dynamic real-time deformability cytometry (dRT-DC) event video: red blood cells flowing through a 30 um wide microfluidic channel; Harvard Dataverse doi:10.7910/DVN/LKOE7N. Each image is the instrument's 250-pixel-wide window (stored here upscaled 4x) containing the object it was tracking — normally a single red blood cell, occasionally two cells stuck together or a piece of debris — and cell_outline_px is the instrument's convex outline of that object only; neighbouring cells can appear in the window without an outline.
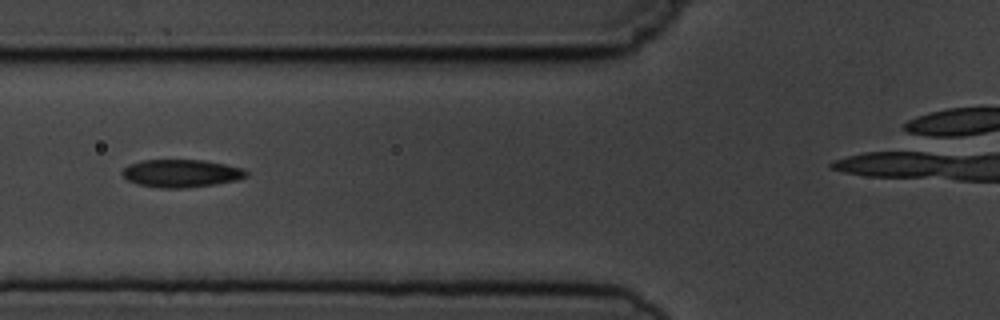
{"species": "common noctule bat (a hibernating species)", "species_latin": "Nyctalus noctula", "temperature_condition": "cold", "stored_images_in_passage": 6, "segment_of_instrument_passage": [1, 2], "camera_frame_rate_fps": 3000, "um_per_image_px": 0.085, "animal": {"sex": "male", "body_mass_g": 19.5, "forearm_length_mm": 54.6}, "frame": {"image": 1, "passage_image": 3, "time_ms": 2.333, "image_size_px": [1000, 320], "cell_outline_px": [[248, 176], [236, 180], [212, 184], [184, 188], [160, 188], [136, 184], [128, 180], [120, 172], [128, 164], [144, 160], [204, 160], [244, 168], [248, 172]], "centroid_in_image_um": [15.39, 14.73], "position_along_channel_um": 110.4, "area_um2": 20.06}}
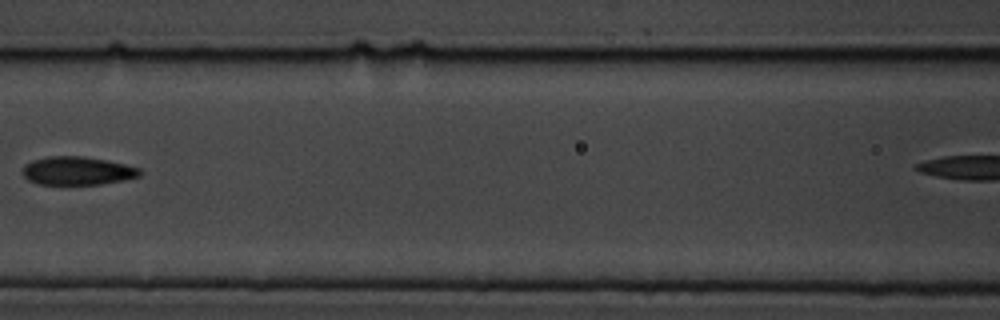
{"frame": {"image": 2, "passage_image": 4, "time_ms": 3.667, "image_size_px": [1000, 320], "cell_outline_px": [[140, 176], [124, 180], [100, 184], [36, 184], [28, 180], [24, 176], [24, 164], [48, 156], [84, 156], [124, 164], [140, 168]], "centroid_in_image_um": [6.58, 14.52], "position_along_channel_um": 160.0, "area_um2": 19.13}}
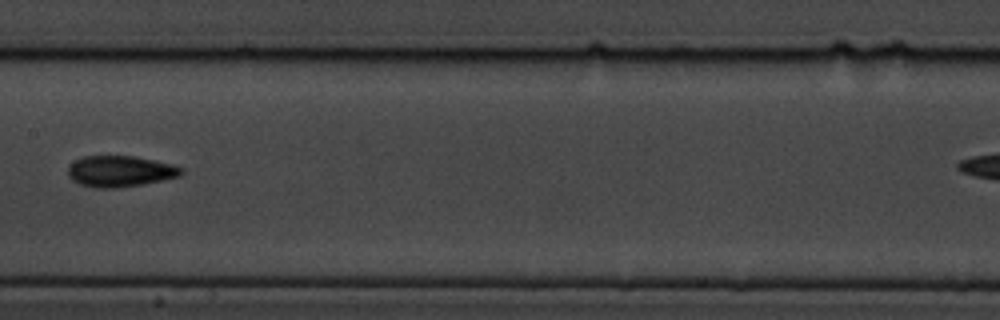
{"frame": {"image": 3, "passage_image": 5, "time_ms": 4.667, "image_size_px": [1000, 320], "cell_outline_px": [[184, 172], [180, 176], [140, 184], [116, 188], [96, 188], [80, 184], [72, 180], [68, 176], [68, 168], [76, 160], [84, 156], [132, 156], [172, 164], [180, 168]], "centroid_in_image_um": [10.18, 14.56], "position_along_channel_um": 197.2, "area_um2": 20.17}}